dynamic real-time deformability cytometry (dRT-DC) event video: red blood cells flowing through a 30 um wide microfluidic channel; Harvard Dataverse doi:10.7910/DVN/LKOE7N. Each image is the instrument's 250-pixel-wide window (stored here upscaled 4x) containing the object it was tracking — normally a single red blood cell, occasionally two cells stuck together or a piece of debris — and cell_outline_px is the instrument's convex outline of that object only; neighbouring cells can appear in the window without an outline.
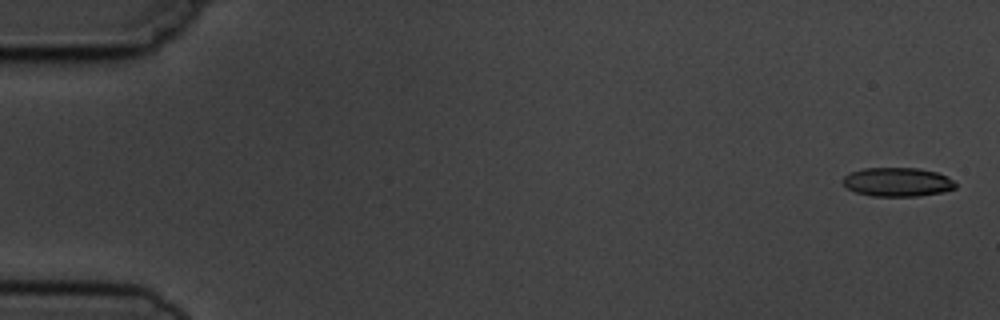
{"species": "common noctule bat (a hibernating species)", "species_latin": "Nyctalus noctula", "temperature_condition": "cold", "stored_images_in_passage": 8, "camera_frame_rate_fps": 3000, "um_per_image_px": 0.085, "animal": {"sex": "male", "body_mass_g": 19.5, "forearm_length_mm": 54.6}, "frame": {"image": 1, "passage_image": 1, "time_ms": 0.0, "image_size_px": [1000, 320], "cell_outline_px": [[956, 188], [944, 192], [920, 196], [872, 196], [856, 192], [848, 188], [844, 184], [844, 176], [852, 172], [864, 168], [920, 168], [936, 172], [948, 176], [956, 184]], "centroid_in_image_um": [76.33, 15.47], "position_along_channel_um": 8.7, "area_um2": 18.96}}
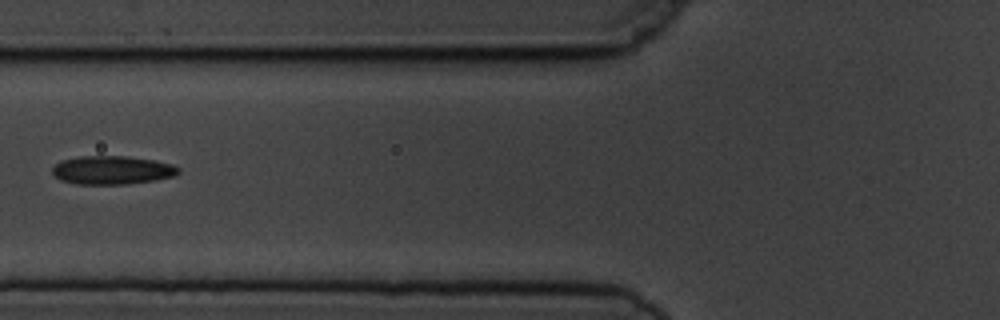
{"frame": {"image": 2, "passage_image": 7, "time_ms": 6.667, "image_size_px": [1000, 320], "cell_outline_px": [[180, 172], [176, 176], [156, 180], [128, 184], [76, 184], [60, 180], [52, 176], [52, 168], [60, 160], [80, 156], [128, 156], [156, 160], [172, 164], [180, 168]], "centroid_in_image_um": [9.54, 14.46], "position_along_channel_um": 116.3, "area_um2": 21.33}}
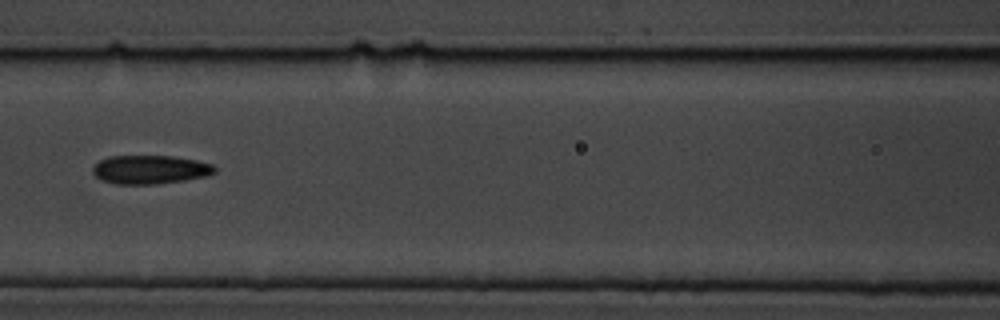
{"frame": {"image": 3, "passage_image": 8, "time_ms": 7.667, "image_size_px": [1000, 320], "cell_outline_px": [[216, 172], [204, 176], [184, 180], [156, 184], [116, 184], [100, 180], [92, 172], [92, 168], [100, 160], [108, 156], [172, 156], [196, 160], [212, 164], [216, 168]], "centroid_in_image_um": [12.73, 14.41], "position_along_channel_um": 153.9, "area_um2": 20.35}}